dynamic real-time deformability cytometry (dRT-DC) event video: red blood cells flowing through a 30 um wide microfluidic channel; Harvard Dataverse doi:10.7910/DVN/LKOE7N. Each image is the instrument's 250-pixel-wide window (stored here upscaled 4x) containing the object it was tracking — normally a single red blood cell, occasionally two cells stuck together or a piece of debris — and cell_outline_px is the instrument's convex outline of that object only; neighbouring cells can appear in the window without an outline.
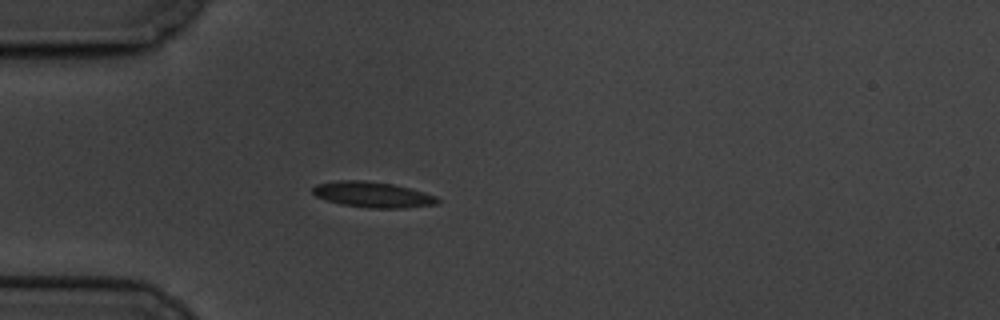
{"species": "common noctule bat (a hibernating species)", "species_latin": "Nyctalus noctula", "temperature_condition": "cold", "stored_images_in_passage": 5, "camera_frame_rate_fps": 3000, "um_per_image_px": 0.085, "animal": {"sex": "male", "body_mass_g": 19.5, "forearm_length_mm": 54.6}, "frame": {"image": 1, "passage_image": 5, "time_ms": 4.667, "image_size_px": [1000, 320], "cell_outline_px": [[440, 200], [436, 204], [408, 208], [368, 208], [340, 204], [316, 196], [312, 192], [312, 188], [316, 184], [336, 180], [364, 180], [392, 184], [424, 192], [436, 196]], "centroid_in_image_um": [31.66, 16.54], "position_along_channel_um": 53.3, "area_um2": 18.67}}